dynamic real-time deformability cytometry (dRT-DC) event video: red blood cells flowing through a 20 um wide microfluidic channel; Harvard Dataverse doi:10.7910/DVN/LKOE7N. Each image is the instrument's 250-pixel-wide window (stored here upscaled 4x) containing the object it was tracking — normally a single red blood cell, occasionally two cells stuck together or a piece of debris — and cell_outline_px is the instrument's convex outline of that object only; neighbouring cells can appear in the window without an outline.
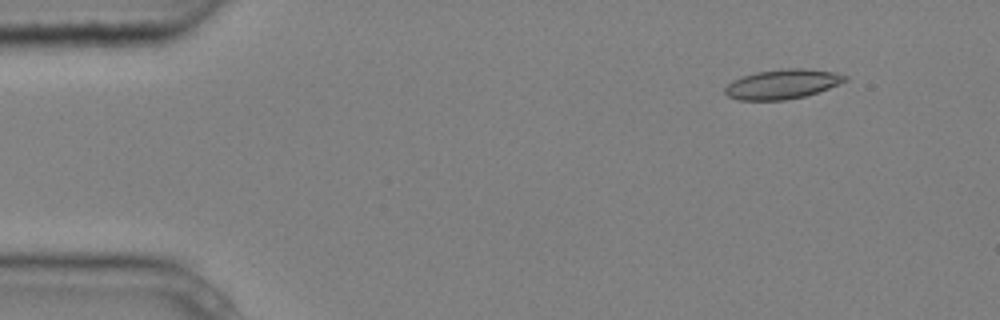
{"species": "common noctule bat (a hibernating species)", "species_latin": "Nyctalus noctula", "temperature_condition": "cold", "stored_images_in_passage": 4, "camera_frame_rate_fps": 3000, "um_per_image_px": 0.085, "animal": {"sex": "male", "body_mass_g": 20.4}, "frame": {"image": 1, "passage_image": 1, "time_ms": 0.0, "image_size_px": [1000, 320], "cell_outline_px": [[848, 80], [828, 88], [804, 96], [784, 100], [740, 100], [728, 96], [724, 92], [724, 88], [732, 80], [756, 72], [788, 68], [800, 68], [832, 72], [848, 76]], "centroid_in_image_um": [66.47, 7.15], "position_along_channel_um": 18.5, "area_um2": 20.4}}
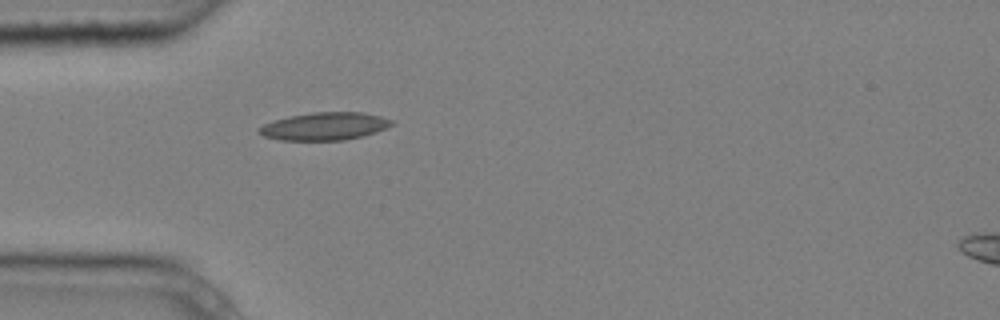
{"frame": {"image": 2, "passage_image": 4, "time_ms": 1.0, "image_size_px": [1000, 320], "cell_outline_px": [[396, 124], [388, 128], [364, 136], [344, 140], [280, 140], [264, 136], [256, 132], [264, 124], [288, 116], [312, 112], [364, 112], [380, 116], [392, 120]], "centroid_in_image_um": [27.64, 10.73], "position_along_channel_um": 57.4, "area_um2": 21.56}}